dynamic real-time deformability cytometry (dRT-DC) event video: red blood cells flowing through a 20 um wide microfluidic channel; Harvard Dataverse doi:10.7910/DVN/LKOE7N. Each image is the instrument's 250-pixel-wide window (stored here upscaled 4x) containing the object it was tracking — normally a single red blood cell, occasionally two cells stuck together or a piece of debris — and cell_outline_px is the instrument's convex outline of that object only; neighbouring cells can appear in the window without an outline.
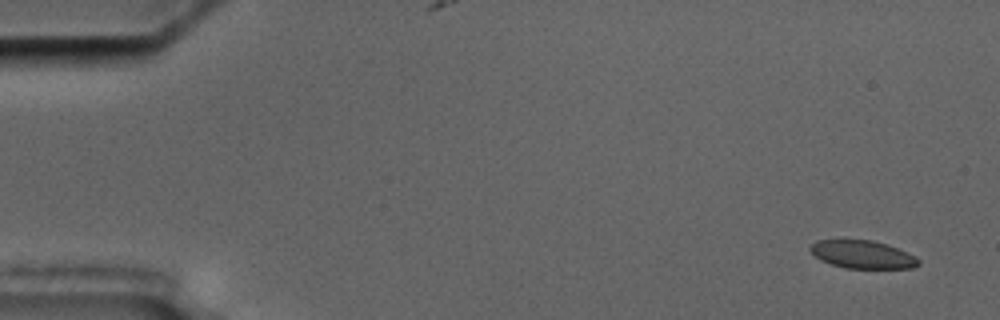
{"species": "common noctule bat (a hibernating species)", "species_latin": "Nyctalus noctula", "temperature_condition": "cold", "stored_images_in_passage": 5, "camera_frame_rate_fps": 3000, "um_per_image_px": 0.085, "animal": {"sex": "male", "body_mass_g": 17.5, "forearm_length_mm": 52.3}, "frame": {"image": 1, "passage_image": 1, "time_ms": 0.0, "image_size_px": [1000, 320], "cell_outline_px": [[920, 264], [912, 268], [844, 268], [820, 260], [808, 248], [816, 240], [844, 236], [872, 240], [888, 244], [916, 256], [920, 260]], "centroid_in_image_um": [73.26, 21.57], "position_along_channel_um": 11.7, "area_um2": 18.44}}
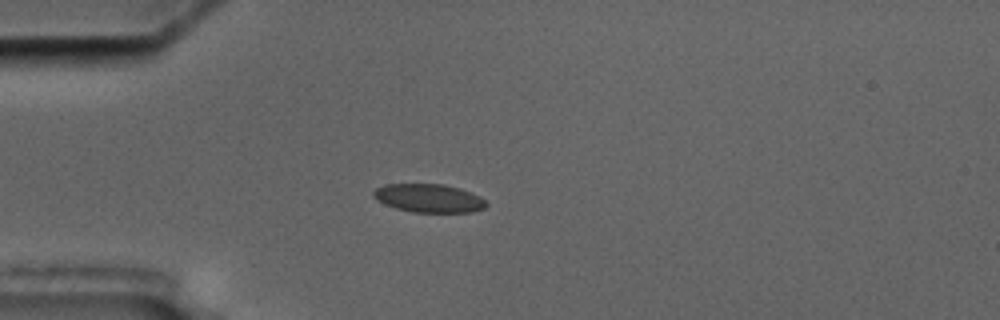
{"frame": {"image": 2, "passage_image": 5, "time_ms": 4.333, "image_size_px": [1000, 320], "cell_outline_px": [[488, 204], [484, 208], [472, 212], [412, 212], [396, 208], [384, 204], [376, 200], [372, 196], [372, 192], [376, 188], [384, 184], [444, 184], [460, 188], [480, 196]], "centroid_in_image_um": [36.43, 16.84], "position_along_channel_um": 48.6, "area_um2": 18.79}}